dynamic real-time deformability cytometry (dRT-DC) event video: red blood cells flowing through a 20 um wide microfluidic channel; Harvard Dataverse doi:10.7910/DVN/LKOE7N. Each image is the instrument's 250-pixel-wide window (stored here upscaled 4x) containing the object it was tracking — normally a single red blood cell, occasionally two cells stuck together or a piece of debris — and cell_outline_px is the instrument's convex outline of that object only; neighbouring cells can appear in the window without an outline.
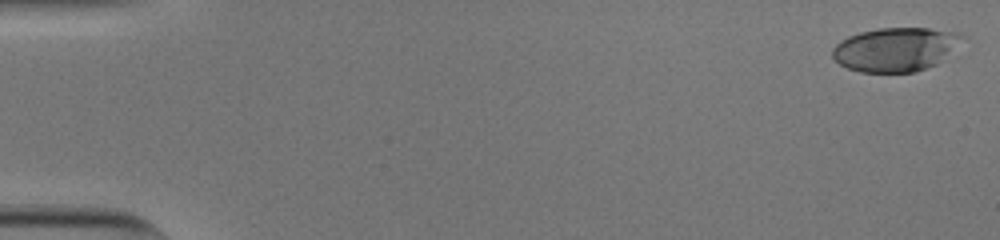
{"species": "human", "species_latin": "Homo sapiens", "temperature_condition": "cold", "stored_images_in_passage": 46, "camera_frame_rate_fps": 3000, "um_per_image_px": 0.085, "donor": {"sex": "male"}, "frame": {"image": 1, "passage_image": 1, "time_ms": 0.0, "image_size_px": [1000, 240], "cell_outline_px": [[968, 36], [936, 64], [916, 72], [860, 72], [848, 68], [840, 64], [832, 56], [832, 48], [840, 40], [848, 36], [860, 32], [880, 28], [928, 28], [960, 32]], "centroid_in_image_um": [76.13, 4.18], "position_along_channel_um": 8.9, "area_um2": 33.23}}
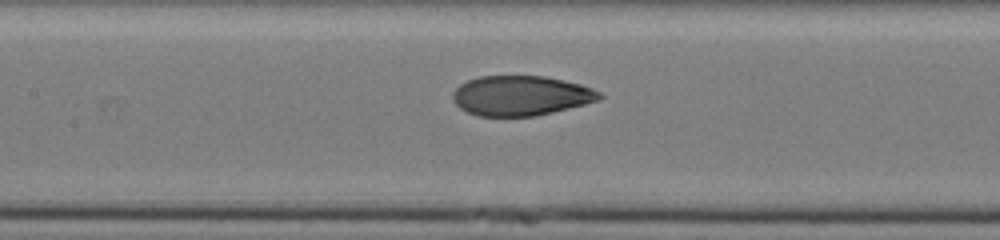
{"frame": {"image": 2, "passage_image": 26, "time_ms": 8.333, "image_size_px": [1000, 240], "cell_outline_px": [[604, 96], [600, 100], [536, 116], [476, 116], [460, 108], [452, 100], [452, 92], [460, 84], [468, 80], [480, 76], [544, 76], [564, 80], [580, 84], [592, 88], [600, 92]], "centroid_in_image_um": [44.26, 8.13], "position_along_channel_um": 163.1, "area_um2": 34.16}}
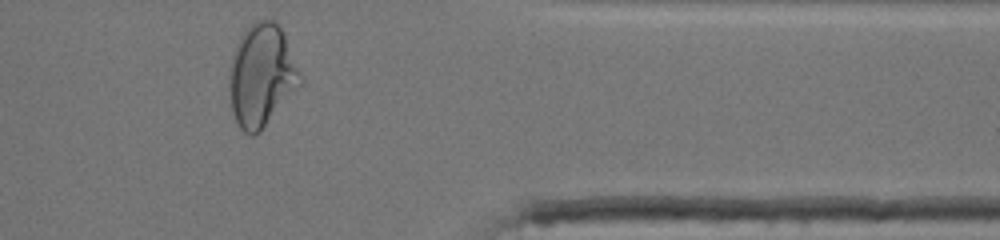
{"frame": {"image": 3, "passage_image": 45, "time_ms": 14.667, "image_size_px": [1000, 240], "cell_outline_px": [[296, 72], [292, 88], [260, 132], [252, 136], [244, 132], [240, 128], [232, 112], [228, 96], [228, 72], [232, 56], [236, 44], [240, 36], [256, 20], [276, 20], [284, 36], [296, 68]], "centroid_in_image_um": [22.06, 6.4], "position_along_channel_um": 389.3, "area_um2": 40.23}, "authors_computed_cell_mechanics": {"area_um2": 34.1309, "velocity_mm_per_s": 3.8171, "shape_relaxation_time_tau1_ms": 9.6908, "shape_relaxation_time_tau2_ms": 0.8283, "deformation_change_tau1": 0.3127, "deformation_change_tau2": 0.0578}}